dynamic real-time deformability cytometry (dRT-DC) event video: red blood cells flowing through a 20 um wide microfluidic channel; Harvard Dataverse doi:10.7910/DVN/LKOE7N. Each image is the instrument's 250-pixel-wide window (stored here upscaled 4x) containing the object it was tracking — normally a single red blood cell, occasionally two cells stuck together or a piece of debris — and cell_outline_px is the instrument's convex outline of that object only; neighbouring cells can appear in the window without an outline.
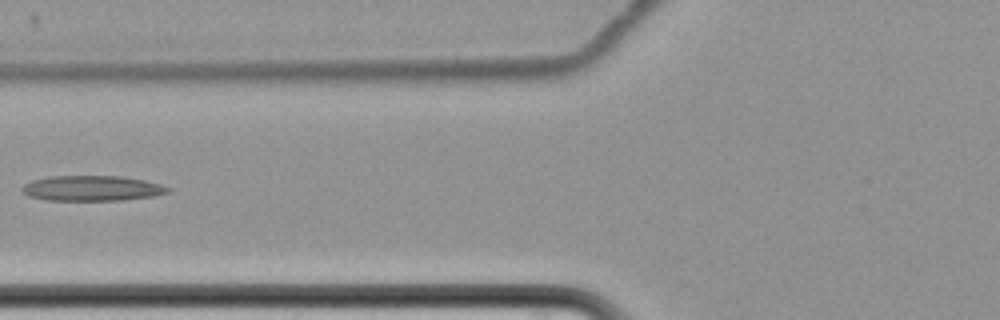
{"species": "common noctule bat (a hibernating species)", "species_latin": "Nyctalus noctula", "temperature_condition": "cold", "stored_images_in_passage": 8, "camera_frame_rate_fps": 3000, "um_per_image_px": 0.085, "animal": {"sex": "female", "body_mass_g": 22.7, "forearm_length_mm": 54.2}, "frame": {"image": 1, "passage_image": 8, "time_ms": 8.667, "image_size_px": [1000, 320], "cell_outline_px": [[172, 188], [168, 192], [152, 196], [124, 200], [48, 200], [28, 196], [20, 188], [24, 184], [32, 180], [48, 176], [120, 176], [144, 180], [160, 184]], "centroid_in_image_um": [7.8, 16.0], "position_along_channel_um": 118.0, "area_um2": 21.44}}